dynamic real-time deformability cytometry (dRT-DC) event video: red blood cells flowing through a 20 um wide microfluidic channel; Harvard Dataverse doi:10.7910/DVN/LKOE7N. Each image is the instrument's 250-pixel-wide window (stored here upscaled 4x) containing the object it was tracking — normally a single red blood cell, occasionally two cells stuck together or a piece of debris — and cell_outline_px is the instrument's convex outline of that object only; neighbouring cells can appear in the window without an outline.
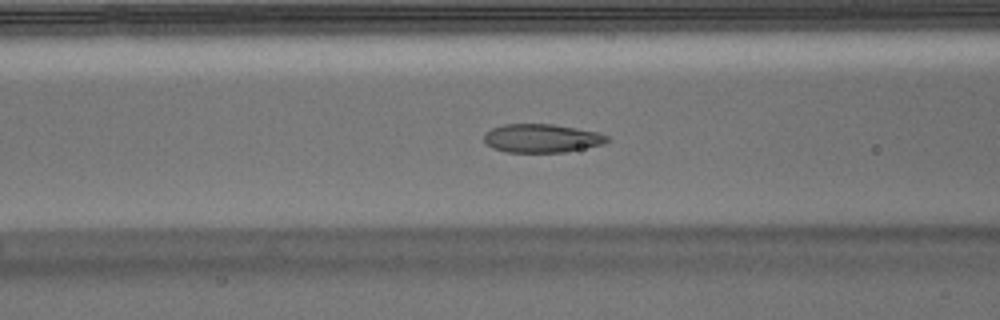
{"species": "Egyptian fruit bat (a non-hibernating species)", "species_latin": "Rousettus aegyptiacus", "temperature_condition": "warm", "stored_images_in_passage": 53, "camera_frame_rate_fps": 3000, "um_per_image_px": 0.085, "animal": {"sex": "male"}, "frame": {"image": 1, "passage_image": 20, "time_ms": 6.333, "image_size_px": [1000, 320], "cell_outline_px": [[608, 140], [604, 144], [564, 152], [508, 152], [492, 148], [484, 140], [484, 132], [492, 128], [504, 124], [552, 124], [600, 132], [608, 136]], "centroid_in_image_um": [46.04, 11.75], "position_along_channel_um": 120.6, "area_um2": 20.46}}
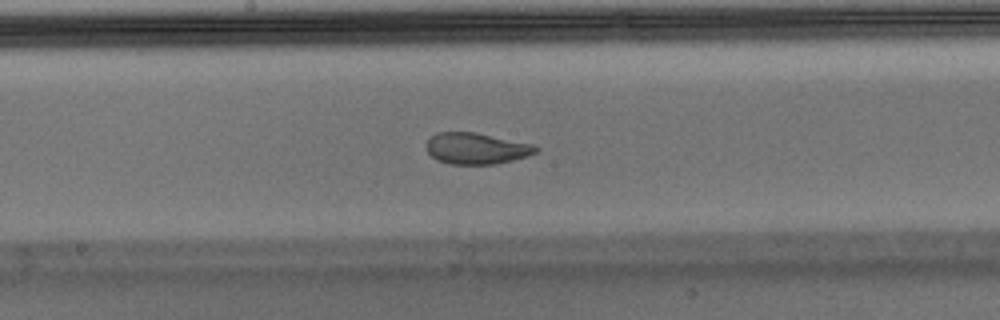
{"frame": {"image": 2, "passage_image": 27, "time_ms": 8.667, "image_size_px": [1000, 320], "cell_outline_px": [[540, 148], [536, 152], [528, 156], [496, 164], [448, 164], [436, 160], [428, 152], [428, 140], [436, 132], [476, 132], [536, 144]], "centroid_in_image_um": [40.54, 12.61], "position_along_channel_um": 207.7, "area_um2": 20.11}}
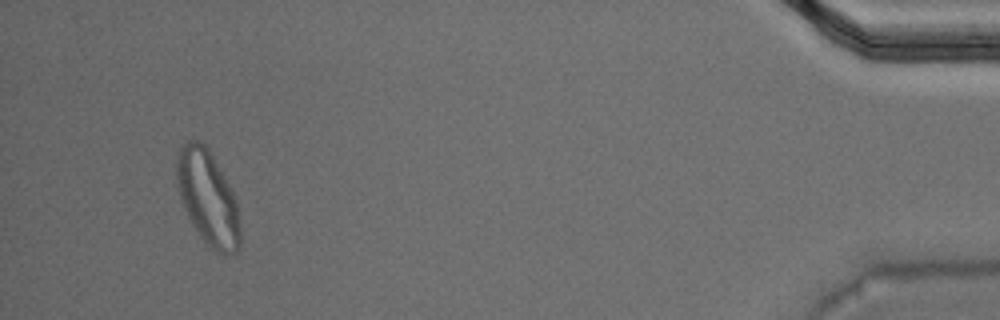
{"frame": {"image": 3, "passage_image": 50, "time_ms": 16.333, "image_size_px": [1000, 320], "cell_outline_px": [[240, 244], [236, 252], [224, 256], [208, 248], [192, 224], [188, 216], [180, 196], [176, 180], [176, 156], [180, 148], [188, 140], [200, 140], [208, 148], [232, 188], [236, 204], [240, 228]], "centroid_in_image_um": [17.66, 16.83], "position_along_channel_um": 417.5, "area_um2": 35.08}, "authors_computed_cell_mechanics": {"area_um2": 21.3282, "velocity_mm_per_s": 3.7275, "shape_relaxation_time_tau1_ms": 6.6124, "shape_relaxation_time_tau2_ms": 0.6232, "deformation_change_tau1": 0.207, "deformation_change_tau2": 0.0549}}